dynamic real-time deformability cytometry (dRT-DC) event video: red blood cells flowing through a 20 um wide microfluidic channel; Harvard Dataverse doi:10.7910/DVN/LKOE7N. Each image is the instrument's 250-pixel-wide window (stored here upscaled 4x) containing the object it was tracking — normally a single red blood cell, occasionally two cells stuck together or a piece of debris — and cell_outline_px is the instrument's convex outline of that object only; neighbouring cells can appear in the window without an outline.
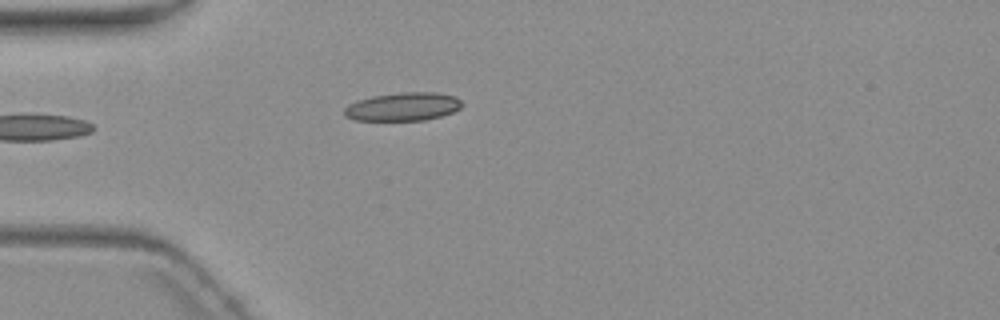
{"species": "common noctule bat (a hibernating species)", "species_latin": "Nyctalus noctula", "temperature_condition": "warm", "stored_images_in_passage": 7, "camera_frame_rate_fps": 3000, "um_per_image_px": 0.085, "animal": {"sex": "female", "body_mass_g": 19.3, "forearm_length_mm": 54.1}, "frame": {"image": 1, "passage_image": 5, "time_ms": 5.667, "image_size_px": [1000, 320], "cell_outline_px": [[464, 104], [460, 108], [452, 112], [440, 116], [424, 120], [352, 120], [344, 116], [344, 108], [348, 104], [356, 100], [372, 96], [400, 92], [436, 92], [456, 96]], "centroid_in_image_um": [34.23, 9.06], "position_along_channel_um": 50.8, "area_um2": 19.59}}